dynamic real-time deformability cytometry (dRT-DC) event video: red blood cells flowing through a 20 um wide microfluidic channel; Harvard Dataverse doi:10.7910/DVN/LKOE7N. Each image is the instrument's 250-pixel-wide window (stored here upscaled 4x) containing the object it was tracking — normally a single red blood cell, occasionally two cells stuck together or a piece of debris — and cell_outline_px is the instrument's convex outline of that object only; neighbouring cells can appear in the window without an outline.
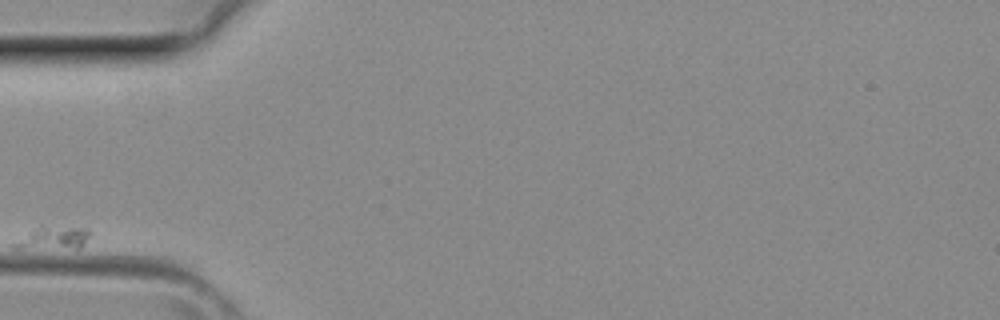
{"species": "common noctule bat (a hibernating species)", "species_latin": "Nyctalus noctula", "temperature_condition": "room temperature", "stored_images_in_passage": 19, "camera_frame_rate_fps": 3000, "um_per_image_px": 0.085, "animal": {"sex": "female", "body_mass_g": 29.2, "forearm_length_mm": 56.3}, "frame": {"image": 1, "passage_image": 1, "time_ms": 0.0, "image_size_px": [1000, 320], "cell_outline_px": [[92, 232], [84, 244], [80, 248], [12, 248], [12, 244], [32, 228], [40, 224], [44, 224], [88, 228]], "centroid_in_image_um": [4.54, 20.17], "position_along_channel_um": 80.5, "area_um2": 10.58}}
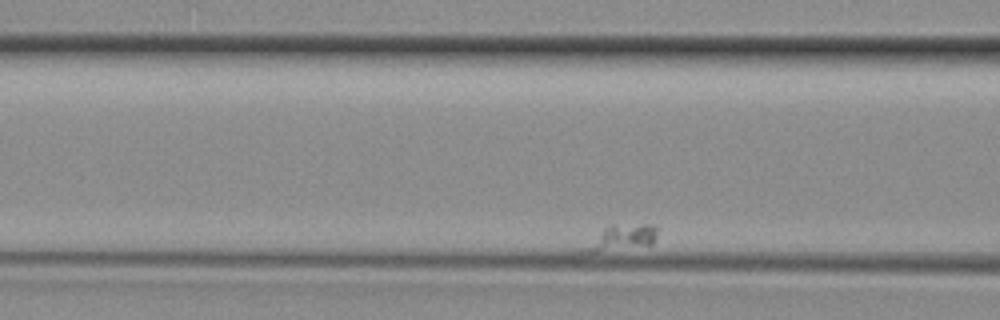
{"frame": {"image": 2, "passage_image": 4, "time_ms": 1.0, "image_size_px": [1000, 320], "cell_outline_px": [[660, 228], [652, 244], [600, 252], [588, 252], [588, 248], [604, 228], [612, 224], [656, 224]], "centroid_in_image_um": [53.06, 20.14], "position_along_channel_um": 113.5, "area_um2": 10.35}}
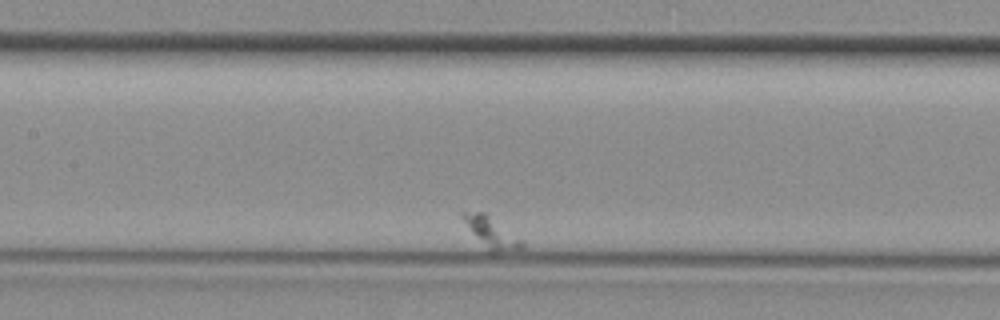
{"frame": {"image": 3, "passage_image": 9, "time_ms": 2.667, "image_size_px": [1000, 320], "cell_outline_px": [[524, 248], [496, 252], [488, 252], [472, 232], [460, 216], [460, 212], [488, 212], [524, 240]], "centroid_in_image_um": [41.82, 19.74], "position_along_channel_um": 165.6, "area_um2": 10.87}}